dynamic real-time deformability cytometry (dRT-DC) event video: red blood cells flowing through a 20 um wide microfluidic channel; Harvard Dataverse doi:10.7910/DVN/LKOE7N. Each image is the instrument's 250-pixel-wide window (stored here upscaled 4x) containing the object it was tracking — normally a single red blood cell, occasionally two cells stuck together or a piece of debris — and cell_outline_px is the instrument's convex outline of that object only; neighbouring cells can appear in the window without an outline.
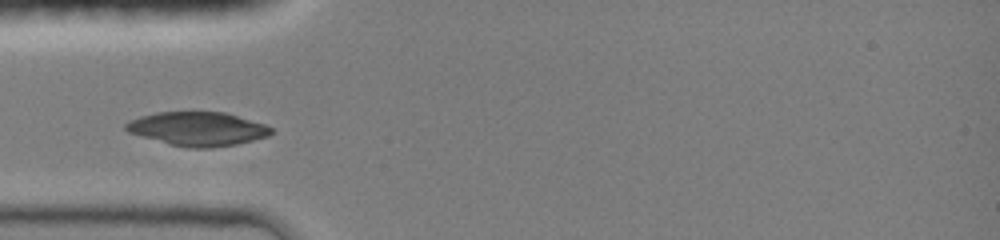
{"species": "common noctule bat (a hibernating species)", "species_latin": "Nyctalus noctula", "temperature_condition": "room temperature", "stored_images_in_passage": 29, "camera_frame_rate_fps": 3000, "um_per_image_px": 0.085, "animal": {"sex": "female", "body_mass_g": 19.0, "forearm_length_mm": 51.5}, "frame": {"image": 1, "passage_image": 1, "time_ms": 0.0, "image_size_px": [1000, 240], "cell_outline_px": [[272, 132], [268, 136], [236, 144], [212, 148], [188, 148], [168, 144], [128, 132], [124, 128], [124, 124], [140, 116], [156, 112], [224, 112], [264, 124], [272, 128]], "centroid_in_image_um": [16.78, 10.96], "position_along_channel_um": 68.2, "area_um2": 28.5}}
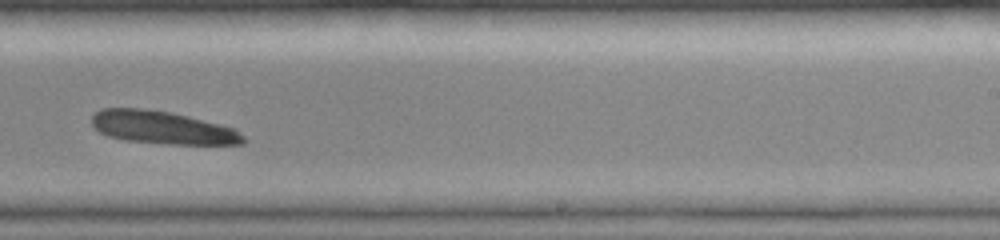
{"frame": {"image": 2, "passage_image": 16, "time_ms": 5.0, "image_size_px": [1000, 240], "cell_outline_px": [[248, 140], [244, 144], [172, 144], [124, 140], [108, 136], [100, 132], [92, 124], [92, 116], [100, 108], [140, 108], [168, 112], [188, 116], [236, 128]], "centroid_in_image_um": [13.84, 10.84], "position_along_channel_um": 275.2, "area_um2": 29.02}}
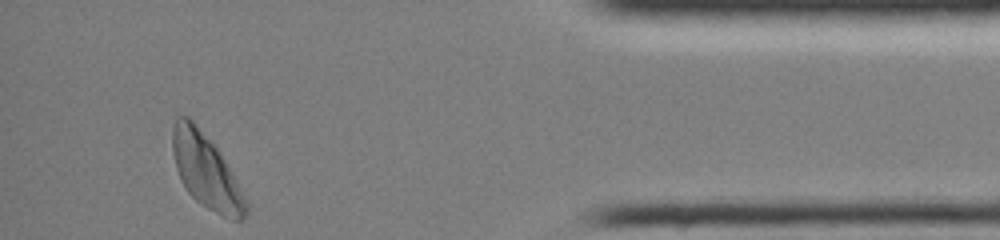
{"frame": {"image": 3, "passage_image": 29, "time_ms": 9.333, "image_size_px": [1000, 240], "cell_outline_px": [[248, 212], [240, 220], [232, 220], [208, 208], [196, 200], [188, 192], [176, 168], [172, 152], [172, 128], [176, 116], [188, 116], [192, 120], [220, 152], [248, 204]], "centroid_in_image_um": [17.49, 14.52], "position_along_channel_um": 417.7, "area_um2": 31.04}}